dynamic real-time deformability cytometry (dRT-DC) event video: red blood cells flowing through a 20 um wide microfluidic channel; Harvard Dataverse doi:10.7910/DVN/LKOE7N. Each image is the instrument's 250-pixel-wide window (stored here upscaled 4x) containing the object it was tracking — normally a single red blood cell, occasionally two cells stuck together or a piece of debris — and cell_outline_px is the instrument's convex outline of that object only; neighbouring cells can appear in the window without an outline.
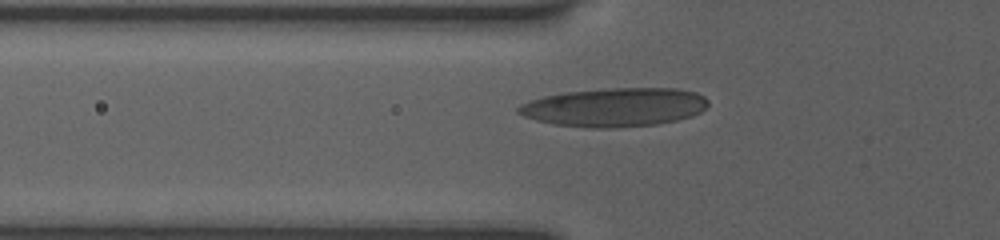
{"species": "human", "species_latin": "Homo sapiens", "temperature_condition": "room temperature", "stored_images_in_passage": 9, "camera_frame_rate_fps": 3000, "um_per_image_px": 0.085, "donor": {"sex": "female"}, "frame": {"image": 1, "passage_image": 9, "time_ms": 5.667, "image_size_px": [1000, 240], "cell_outline_px": [[708, 104], [700, 112], [692, 116], [676, 120], [656, 124], [616, 128], [588, 128], [552, 124], [536, 120], [524, 116], [516, 112], [516, 108], [520, 104], [544, 96], [564, 92], [608, 88], [676, 88], [696, 92], [704, 96], [708, 100]], "centroid_in_image_um": [52.23, 9.11], "position_along_channel_um": 73.6, "area_um2": 43.0}}